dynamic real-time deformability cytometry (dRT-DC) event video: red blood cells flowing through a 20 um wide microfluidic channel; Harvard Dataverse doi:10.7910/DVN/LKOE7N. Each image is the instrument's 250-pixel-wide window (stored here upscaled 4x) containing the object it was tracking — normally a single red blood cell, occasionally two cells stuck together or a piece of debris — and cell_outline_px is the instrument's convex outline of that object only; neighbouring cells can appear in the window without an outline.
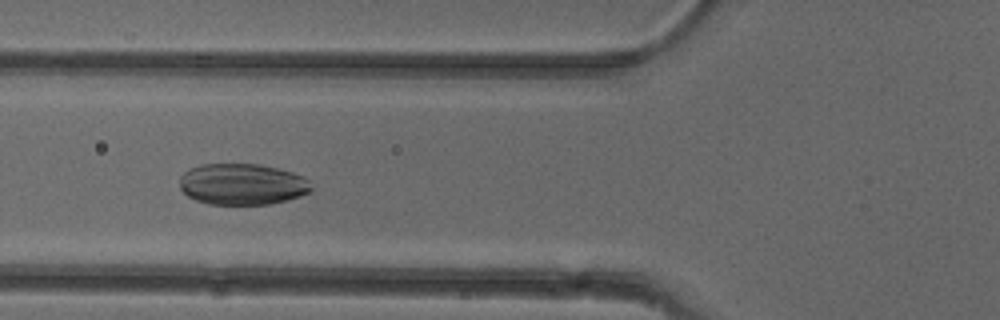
{"species": "common noctule bat (a hibernating species)", "species_latin": "Nyctalus noctula", "temperature_condition": "cold", "stored_images_in_passage": 50, "camera_frame_rate_fps": 3000, "um_per_image_px": 0.085, "animal": {"sex": "female"}, "frame": {"image": 1, "passage_image": 18, "time_ms": 5.667, "image_size_px": [1000, 320], "cell_outline_px": [[312, 188], [308, 192], [300, 196], [288, 200], [268, 204], [208, 204], [196, 200], [188, 196], [180, 188], [180, 176], [188, 168], [200, 164], [260, 164], [292, 172], [308, 180]], "centroid_in_image_um": [20.55, 15.65], "position_along_channel_um": 105.2, "area_um2": 31.62}}
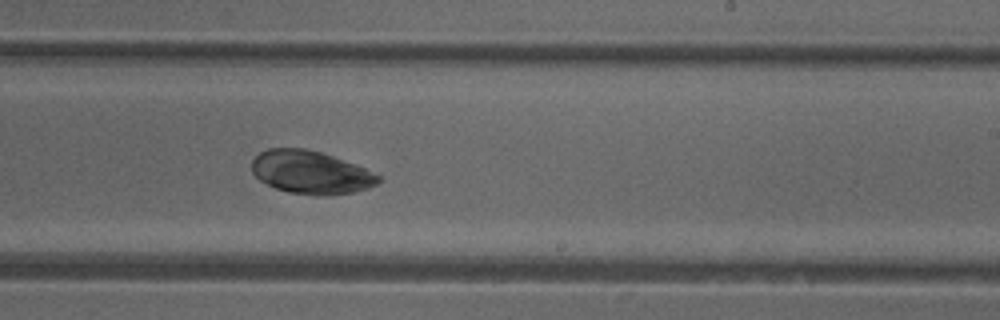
{"frame": {"image": 2, "passage_image": 30, "time_ms": 9.667, "image_size_px": [1000, 320], "cell_outline_px": [[384, 180], [368, 188], [352, 192], [324, 196], [316, 196], [288, 192], [276, 188], [260, 180], [252, 172], [252, 160], [260, 152], [268, 148], [304, 148], [320, 152], [332, 156], [364, 168], [380, 176]], "centroid_in_image_um": [26.41, 14.66], "position_along_channel_um": 262.6, "area_um2": 31.62}}
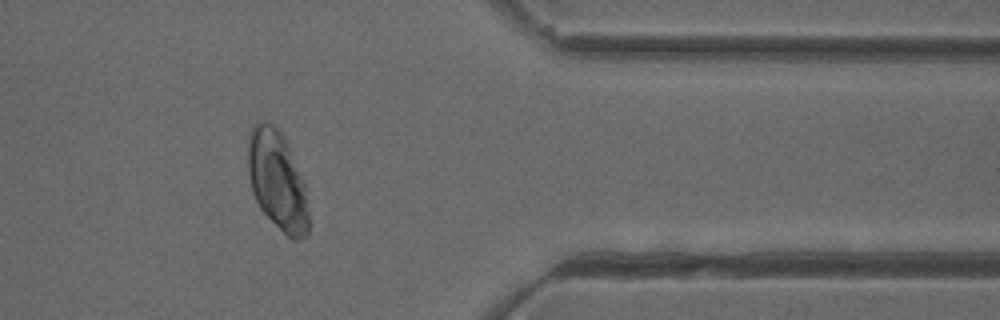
{"frame": {"image": 3, "passage_image": 41, "time_ms": 13.333, "image_size_px": [1000, 320], "cell_outline_px": [[308, 236], [296, 240], [292, 240], [260, 208], [252, 192], [248, 172], [248, 136], [256, 120], [264, 120], [272, 124], [284, 136], [304, 180], [308, 212]], "centroid_in_image_um": [23.57, 15.31], "position_along_channel_um": 387.8, "area_um2": 35.03}}